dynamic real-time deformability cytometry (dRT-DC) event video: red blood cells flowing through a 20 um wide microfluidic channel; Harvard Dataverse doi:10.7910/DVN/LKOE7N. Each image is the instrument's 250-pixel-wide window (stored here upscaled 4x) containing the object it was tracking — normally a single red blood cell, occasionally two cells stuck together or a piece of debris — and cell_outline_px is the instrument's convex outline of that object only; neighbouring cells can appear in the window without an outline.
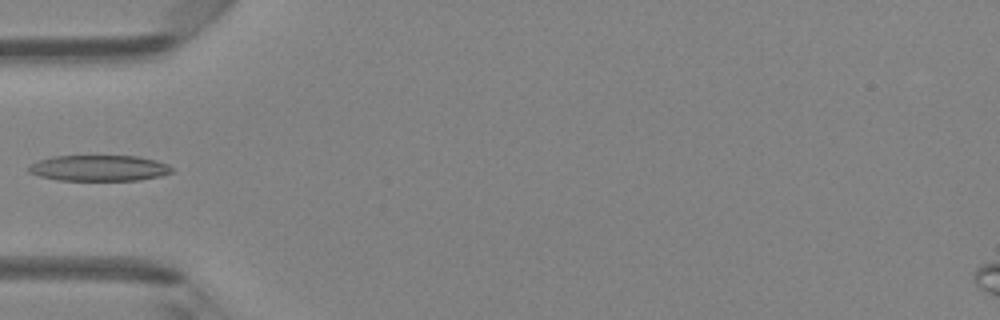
{"species": "Egyptian fruit bat (a non-hibernating species)", "species_latin": "Rousettus aegyptiacus", "temperature_condition": "room temperature", "stored_images_in_passage": 3, "camera_frame_rate_fps": 3000, "um_per_image_px": 0.085, "animal": {"sex": "female"}, "frame": {"image": 1, "passage_image": 3, "time_ms": 0.667, "image_size_px": [1000, 320], "cell_outline_px": [[172, 172], [160, 176], [140, 180], [60, 180], [40, 176], [28, 172], [28, 168], [32, 164], [40, 160], [52, 156], [136, 156], [156, 160], [168, 164], [172, 168]], "centroid_in_image_um": [8.44, 14.28], "position_along_channel_um": 76.6, "area_um2": 21.44}}